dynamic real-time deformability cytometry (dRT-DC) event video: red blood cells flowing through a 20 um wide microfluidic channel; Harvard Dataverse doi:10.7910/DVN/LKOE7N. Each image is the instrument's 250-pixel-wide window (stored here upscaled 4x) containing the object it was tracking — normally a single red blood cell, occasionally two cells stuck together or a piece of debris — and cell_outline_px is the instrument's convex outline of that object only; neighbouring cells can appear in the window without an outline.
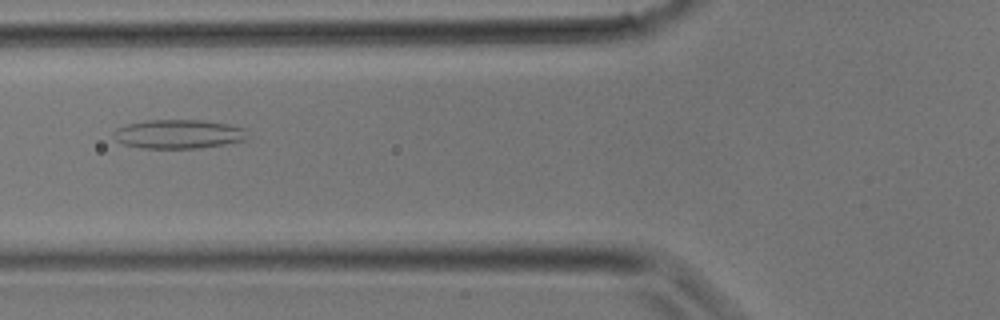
{"species": "common noctule bat (a hibernating species)", "species_latin": "Nyctalus noctula", "temperature_condition": "room temperature", "stored_images_in_passage": 33, "camera_frame_rate_fps": 3000, "um_per_image_px": 0.085, "animal": {"sex": "male", "body_mass_g": 17.9}, "frame": {"image": 1, "passage_image": 13, "time_ms": 4.0, "image_size_px": [1000, 320], "cell_outline_px": [[248, 128], [244, 140], [224, 144], [196, 148], [140, 148], [124, 144], [116, 140], [112, 136], [112, 132], [116, 128], [128, 124], [148, 120], [200, 120], [228, 124]], "centroid_in_image_um": [15.15, 11.39], "position_along_channel_um": 110.7, "area_um2": 22.6}}
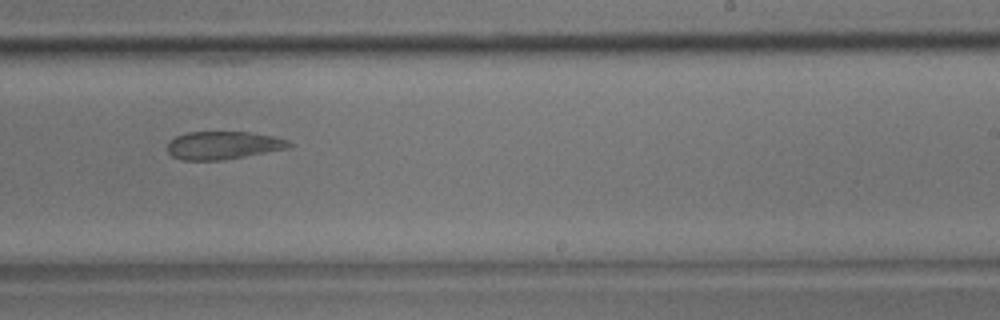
{"frame": {"image": 2, "passage_image": 21, "time_ms": 6.667, "image_size_px": [1000, 320], "cell_outline_px": [[292, 148], [224, 160], [180, 160], [172, 156], [168, 152], [168, 140], [176, 136], [188, 132], [248, 132], [272, 136], [288, 140], [292, 144]], "centroid_in_image_um": [18.98, 12.36], "position_along_channel_um": 270.0, "area_um2": 20.0}}
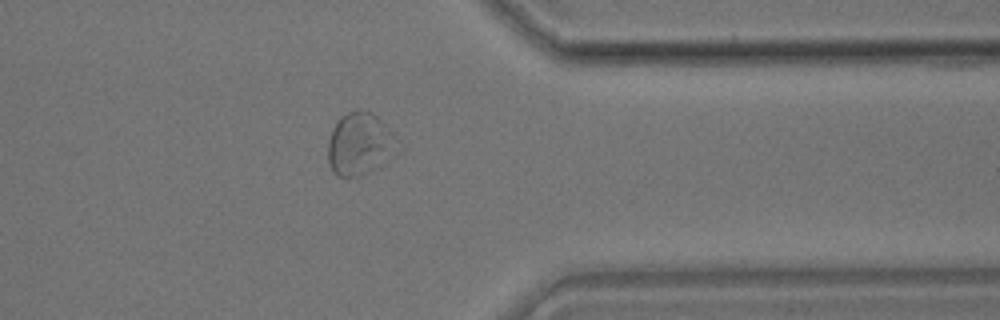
{"frame": {"image": 3, "passage_image": 27, "time_ms": 8.667, "image_size_px": [1000, 320], "cell_outline_px": [[404, 148], [400, 152], [384, 164], [360, 176], [336, 176], [332, 172], [328, 160], [328, 140], [332, 128], [336, 120], [340, 116], [348, 112], [360, 108], [372, 112], [396, 136]], "centroid_in_image_um": [30.63, 12.23], "position_along_channel_um": 380.8, "area_um2": 26.18}}